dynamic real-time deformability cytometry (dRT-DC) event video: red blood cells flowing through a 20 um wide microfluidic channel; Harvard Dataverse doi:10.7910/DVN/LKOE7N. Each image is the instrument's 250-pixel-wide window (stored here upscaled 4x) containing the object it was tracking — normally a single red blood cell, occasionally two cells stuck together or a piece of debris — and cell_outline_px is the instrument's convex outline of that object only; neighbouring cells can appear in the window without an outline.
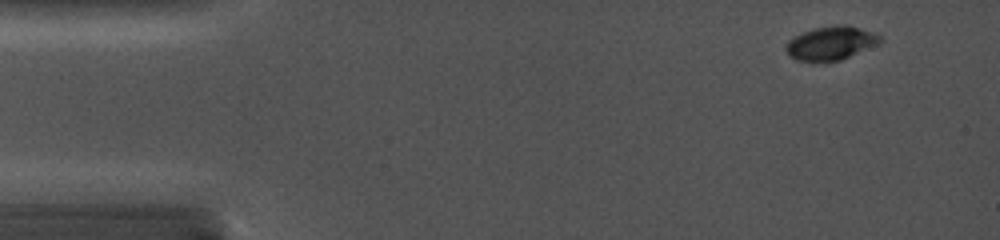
{"species": "common noctule bat (a hibernating species)", "species_latin": "Nyctalus noctula", "temperature_condition": "cold", "stored_images_in_passage": 7, "camera_frame_rate_fps": 5000, "um_per_image_px": 0.085, "animal": {"sex": "female", "body_mass_g": 19.0, "forearm_length_mm": 56.7}, "frame": {"image": 1, "passage_image": 2, "time_ms": 1.2, "image_size_px": [1000, 240], "cell_outline_px": [[884, 40], [880, 44], [840, 60], [796, 60], [788, 56], [784, 48], [788, 40], [804, 32], [816, 28], [836, 24], [848, 24], [872, 32], [880, 36]], "centroid_in_image_um": [70.65, 3.65], "position_along_channel_um": 14.3, "area_um2": 18.38}}
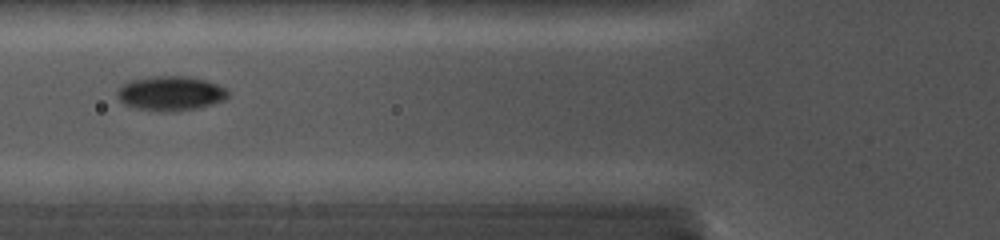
{"frame": {"image": 2, "passage_image": 6, "time_ms": 6.2, "image_size_px": [1000, 240], "cell_outline_px": [[228, 96], [224, 100], [196, 108], [176, 112], [164, 112], [136, 108], [124, 104], [116, 96], [116, 92], [120, 84], [128, 80], [156, 76], [188, 76], [204, 80], [216, 84], [224, 88], [228, 92]], "centroid_in_image_um": [14.43, 7.93], "position_along_channel_um": 111.4, "area_um2": 22.37}}